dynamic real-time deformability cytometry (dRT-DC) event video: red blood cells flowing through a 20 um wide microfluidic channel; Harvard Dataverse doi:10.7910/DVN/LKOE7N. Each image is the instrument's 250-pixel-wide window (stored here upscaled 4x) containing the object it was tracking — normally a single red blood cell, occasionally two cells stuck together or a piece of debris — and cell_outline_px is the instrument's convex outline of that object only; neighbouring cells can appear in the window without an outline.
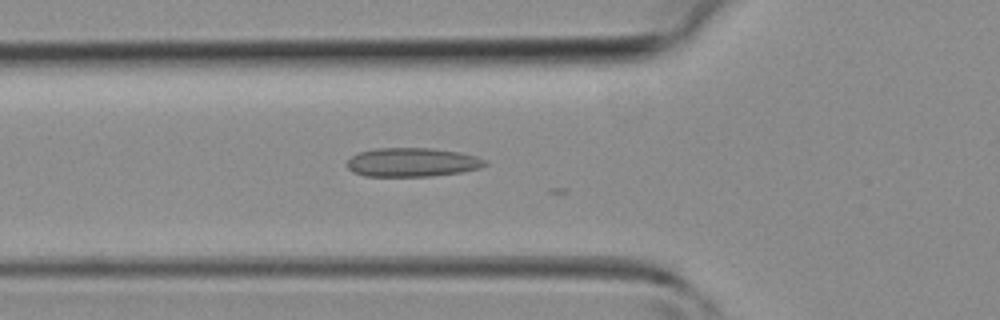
{"species": "common noctule bat (a hibernating species)", "species_latin": "Nyctalus noctula", "temperature_condition": "room temperature", "stored_images_in_passage": 7, "camera_frame_rate_fps": 3000, "um_per_image_px": 0.085, "animal": {"sex": "female", "body_mass_g": 19.3, "forearm_length_mm": 54.1}, "frame": {"image": 1, "passage_image": 2, "time_ms": 0.333, "image_size_px": [1000, 320], "cell_outline_px": [[488, 164], [480, 168], [464, 172], [432, 176], [364, 176], [352, 172], [348, 168], [348, 160], [352, 156], [360, 152], [376, 148], [432, 148], [460, 152], [476, 156], [488, 160]], "centroid_in_image_um": [35.09, 13.8], "position_along_channel_um": 90.7, "area_um2": 23.41}}
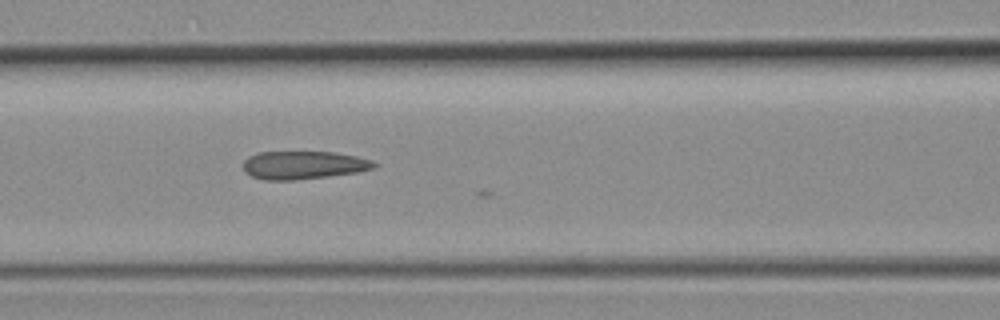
{"frame": {"image": 2, "passage_image": 5, "time_ms": 1.333, "image_size_px": [1000, 320], "cell_outline_px": [[380, 164], [376, 168], [356, 172], [328, 176], [296, 180], [264, 180], [252, 176], [244, 172], [244, 160], [248, 156], [260, 152], [336, 152], [356, 156], [372, 160]], "centroid_in_image_um": [25.82, 14.03], "position_along_channel_um": 140.8, "area_um2": 21.56}}